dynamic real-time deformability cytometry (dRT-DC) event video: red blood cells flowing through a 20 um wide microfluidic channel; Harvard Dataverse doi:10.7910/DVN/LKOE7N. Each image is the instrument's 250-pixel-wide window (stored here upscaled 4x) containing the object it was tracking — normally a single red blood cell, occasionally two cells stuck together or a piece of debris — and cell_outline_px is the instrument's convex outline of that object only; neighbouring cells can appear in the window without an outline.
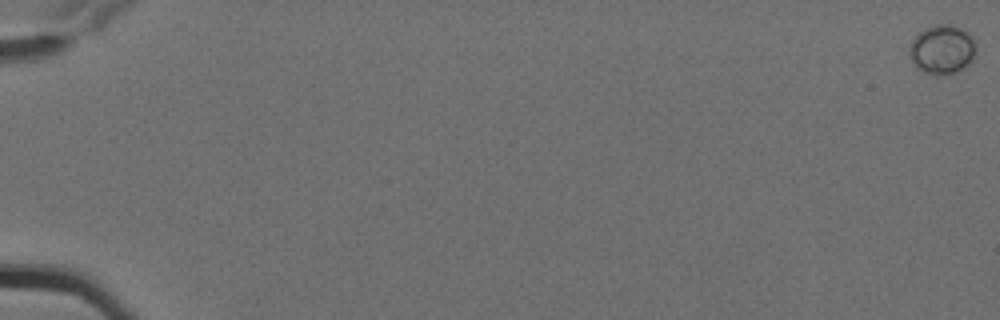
{"species": "Egyptian fruit bat (a non-hibernating species)", "species_latin": "Rousettus aegyptiacus", "temperature_condition": "cold", "stored_images_in_passage": 7, "camera_frame_rate_fps": 3000, "um_per_image_px": 0.085, "animal": {"sex": "female"}, "frame": {"image": 1, "passage_image": 1, "time_ms": 0.0, "image_size_px": [1000, 320], "cell_outline_px": [[976, 52], [972, 60], [964, 68], [956, 72], [944, 76], [936, 76], [924, 72], [916, 68], [908, 56], [908, 48], [912, 40], [920, 32], [936, 24], [944, 24], [956, 28], [964, 32], [972, 40], [976, 48]], "centroid_in_image_um": [80.02, 4.28], "position_along_channel_um": 5.0, "area_um2": 18.9}}
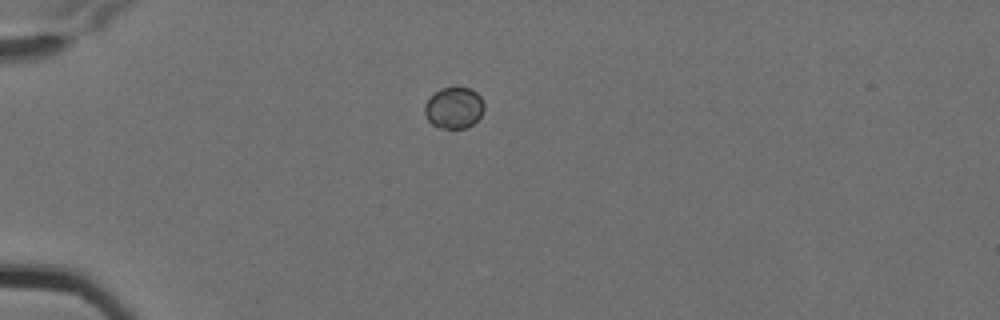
{"frame": {"image": 2, "passage_image": 6, "time_ms": 1.667, "image_size_px": [1000, 320], "cell_outline_px": [[484, 108], [480, 116], [472, 124], [464, 128], [440, 128], [432, 124], [424, 116], [424, 104], [440, 88], [472, 88], [480, 96], [484, 104]], "centroid_in_image_um": [38.57, 9.17], "position_along_channel_um": 46.4, "area_um2": 14.22}}